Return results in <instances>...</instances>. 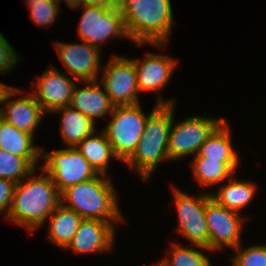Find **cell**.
Wrapping results in <instances>:
<instances>
[{"label": "cell", "mask_w": 266, "mask_h": 266, "mask_svg": "<svg viewBox=\"0 0 266 266\" xmlns=\"http://www.w3.org/2000/svg\"><path fill=\"white\" fill-rule=\"evenodd\" d=\"M42 172L40 176L35 177V169L26 177L25 182L21 180L15 185L6 218L9 222L22 225L29 233L44 225L60 204V193L51 176Z\"/></svg>", "instance_id": "6da1fadb"}, {"label": "cell", "mask_w": 266, "mask_h": 266, "mask_svg": "<svg viewBox=\"0 0 266 266\" xmlns=\"http://www.w3.org/2000/svg\"><path fill=\"white\" fill-rule=\"evenodd\" d=\"M170 0H117L129 39L136 45L165 47L173 25Z\"/></svg>", "instance_id": "7a4b0ae2"}, {"label": "cell", "mask_w": 266, "mask_h": 266, "mask_svg": "<svg viewBox=\"0 0 266 266\" xmlns=\"http://www.w3.org/2000/svg\"><path fill=\"white\" fill-rule=\"evenodd\" d=\"M159 94L156 106L148 114L136 150L125 162L127 166L135 168L143 182L149 180L160 162L169 160V131L173 119V104L176 101L174 99L166 101Z\"/></svg>", "instance_id": "3957f363"}, {"label": "cell", "mask_w": 266, "mask_h": 266, "mask_svg": "<svg viewBox=\"0 0 266 266\" xmlns=\"http://www.w3.org/2000/svg\"><path fill=\"white\" fill-rule=\"evenodd\" d=\"M107 178V175L98 173L94 178L66 188L60 193V203L83 219L110 221L113 224L123 221L116 191Z\"/></svg>", "instance_id": "277c9868"}, {"label": "cell", "mask_w": 266, "mask_h": 266, "mask_svg": "<svg viewBox=\"0 0 266 266\" xmlns=\"http://www.w3.org/2000/svg\"><path fill=\"white\" fill-rule=\"evenodd\" d=\"M140 106L139 103L114 106L112 118L103 129L113 153L124 163L135 152L145 128L148 115Z\"/></svg>", "instance_id": "5b68a950"}, {"label": "cell", "mask_w": 266, "mask_h": 266, "mask_svg": "<svg viewBox=\"0 0 266 266\" xmlns=\"http://www.w3.org/2000/svg\"><path fill=\"white\" fill-rule=\"evenodd\" d=\"M174 107L175 104H173V119L168 140V154L171 161L186 158L191 154L195 156L211 134L226 120L224 117L194 115L174 124Z\"/></svg>", "instance_id": "8992f818"}, {"label": "cell", "mask_w": 266, "mask_h": 266, "mask_svg": "<svg viewBox=\"0 0 266 266\" xmlns=\"http://www.w3.org/2000/svg\"><path fill=\"white\" fill-rule=\"evenodd\" d=\"M41 157L45 163L40 169L51 176L59 193L98 174L76 147L53 150L50 153L44 152L41 147Z\"/></svg>", "instance_id": "52a82bcc"}, {"label": "cell", "mask_w": 266, "mask_h": 266, "mask_svg": "<svg viewBox=\"0 0 266 266\" xmlns=\"http://www.w3.org/2000/svg\"><path fill=\"white\" fill-rule=\"evenodd\" d=\"M80 7H83V15L79 21L77 32L81 40L100 50V44L109 38L125 37L129 39L122 13L117 6L103 8L80 4L71 9L75 8L76 10Z\"/></svg>", "instance_id": "ba28073f"}, {"label": "cell", "mask_w": 266, "mask_h": 266, "mask_svg": "<svg viewBox=\"0 0 266 266\" xmlns=\"http://www.w3.org/2000/svg\"><path fill=\"white\" fill-rule=\"evenodd\" d=\"M175 206L178 213L177 230L199 249H208V226L205 216L206 202L211 198L209 193L198 197L191 196L176 187H172Z\"/></svg>", "instance_id": "9c48e42d"}, {"label": "cell", "mask_w": 266, "mask_h": 266, "mask_svg": "<svg viewBox=\"0 0 266 266\" xmlns=\"http://www.w3.org/2000/svg\"><path fill=\"white\" fill-rule=\"evenodd\" d=\"M101 83L114 106L139 103L138 82L133 59L113 55L103 66Z\"/></svg>", "instance_id": "30bf717a"}, {"label": "cell", "mask_w": 266, "mask_h": 266, "mask_svg": "<svg viewBox=\"0 0 266 266\" xmlns=\"http://www.w3.org/2000/svg\"><path fill=\"white\" fill-rule=\"evenodd\" d=\"M205 216L208 226V249L221 250L224 246L235 249L241 244V231L245 218L240 213L217 204L212 198L206 202Z\"/></svg>", "instance_id": "8fae6325"}, {"label": "cell", "mask_w": 266, "mask_h": 266, "mask_svg": "<svg viewBox=\"0 0 266 266\" xmlns=\"http://www.w3.org/2000/svg\"><path fill=\"white\" fill-rule=\"evenodd\" d=\"M58 56L65 66V73L78 81H95L99 79L101 52L98 48L83 43L54 42Z\"/></svg>", "instance_id": "7c38bea8"}, {"label": "cell", "mask_w": 266, "mask_h": 266, "mask_svg": "<svg viewBox=\"0 0 266 266\" xmlns=\"http://www.w3.org/2000/svg\"><path fill=\"white\" fill-rule=\"evenodd\" d=\"M34 85L35 90L32 94L36 101L45 113L53 114L55 110L70 105L76 82L51 65Z\"/></svg>", "instance_id": "4fadbf2b"}, {"label": "cell", "mask_w": 266, "mask_h": 266, "mask_svg": "<svg viewBox=\"0 0 266 266\" xmlns=\"http://www.w3.org/2000/svg\"><path fill=\"white\" fill-rule=\"evenodd\" d=\"M22 91L11 87L3 98L0 108V118L13 125L16 129L27 132L34 136V131L44 117L40 104L36 101L33 94H27L18 99L14 97ZM14 99H13V98Z\"/></svg>", "instance_id": "5bb4252c"}, {"label": "cell", "mask_w": 266, "mask_h": 266, "mask_svg": "<svg viewBox=\"0 0 266 266\" xmlns=\"http://www.w3.org/2000/svg\"><path fill=\"white\" fill-rule=\"evenodd\" d=\"M114 225L110 221L83 219L66 250L78 254L108 252L114 245Z\"/></svg>", "instance_id": "9a60e30c"}, {"label": "cell", "mask_w": 266, "mask_h": 266, "mask_svg": "<svg viewBox=\"0 0 266 266\" xmlns=\"http://www.w3.org/2000/svg\"><path fill=\"white\" fill-rule=\"evenodd\" d=\"M133 62L139 92L158 93L169 83L178 61L166 54L147 52L144 60L134 59Z\"/></svg>", "instance_id": "2e32d148"}, {"label": "cell", "mask_w": 266, "mask_h": 266, "mask_svg": "<svg viewBox=\"0 0 266 266\" xmlns=\"http://www.w3.org/2000/svg\"><path fill=\"white\" fill-rule=\"evenodd\" d=\"M86 87L79 88L76 84L70 106L90 118L94 123L96 118L112 114L114 105L109 96L101 89L98 80L86 81Z\"/></svg>", "instance_id": "e0dca14e"}, {"label": "cell", "mask_w": 266, "mask_h": 266, "mask_svg": "<svg viewBox=\"0 0 266 266\" xmlns=\"http://www.w3.org/2000/svg\"><path fill=\"white\" fill-rule=\"evenodd\" d=\"M48 238L55 245L66 249L71 243L83 218L74 210L59 204L48 217Z\"/></svg>", "instance_id": "ac0fdd59"}, {"label": "cell", "mask_w": 266, "mask_h": 266, "mask_svg": "<svg viewBox=\"0 0 266 266\" xmlns=\"http://www.w3.org/2000/svg\"><path fill=\"white\" fill-rule=\"evenodd\" d=\"M54 113H60L62 116L60 132L68 147H76L88 135L96 131L95 123L70 105L59 108Z\"/></svg>", "instance_id": "d6986e66"}, {"label": "cell", "mask_w": 266, "mask_h": 266, "mask_svg": "<svg viewBox=\"0 0 266 266\" xmlns=\"http://www.w3.org/2000/svg\"><path fill=\"white\" fill-rule=\"evenodd\" d=\"M255 191L256 186L253 182L238 181L233 175L226 184L220 185L217 194L210 193V196L217 204L239 213L251 203Z\"/></svg>", "instance_id": "ffe728a7"}, {"label": "cell", "mask_w": 266, "mask_h": 266, "mask_svg": "<svg viewBox=\"0 0 266 266\" xmlns=\"http://www.w3.org/2000/svg\"><path fill=\"white\" fill-rule=\"evenodd\" d=\"M95 133L96 131L82 140L76 146V149L97 173L107 175V167L111 158L117 159V156L113 153L112 145L104 131H101V134L98 135Z\"/></svg>", "instance_id": "44dd1931"}, {"label": "cell", "mask_w": 266, "mask_h": 266, "mask_svg": "<svg viewBox=\"0 0 266 266\" xmlns=\"http://www.w3.org/2000/svg\"><path fill=\"white\" fill-rule=\"evenodd\" d=\"M228 121L225 120L206 142L199 148L195 157L218 160L219 162H240L238 153L231 143Z\"/></svg>", "instance_id": "7402d4cb"}, {"label": "cell", "mask_w": 266, "mask_h": 266, "mask_svg": "<svg viewBox=\"0 0 266 266\" xmlns=\"http://www.w3.org/2000/svg\"><path fill=\"white\" fill-rule=\"evenodd\" d=\"M191 168L199 185L216 186L231 178L239 162H219L218 160L194 157Z\"/></svg>", "instance_id": "603a6c76"}, {"label": "cell", "mask_w": 266, "mask_h": 266, "mask_svg": "<svg viewBox=\"0 0 266 266\" xmlns=\"http://www.w3.org/2000/svg\"><path fill=\"white\" fill-rule=\"evenodd\" d=\"M33 143V135L0 118V149L18 156H41V148Z\"/></svg>", "instance_id": "cb8c5ba5"}, {"label": "cell", "mask_w": 266, "mask_h": 266, "mask_svg": "<svg viewBox=\"0 0 266 266\" xmlns=\"http://www.w3.org/2000/svg\"><path fill=\"white\" fill-rule=\"evenodd\" d=\"M41 156H18L0 149V178L16 184L38 166Z\"/></svg>", "instance_id": "d4e9b609"}, {"label": "cell", "mask_w": 266, "mask_h": 266, "mask_svg": "<svg viewBox=\"0 0 266 266\" xmlns=\"http://www.w3.org/2000/svg\"><path fill=\"white\" fill-rule=\"evenodd\" d=\"M170 249V259L168 257L163 258L158 263L160 266H212L210 259L196 248L171 243Z\"/></svg>", "instance_id": "484cf974"}, {"label": "cell", "mask_w": 266, "mask_h": 266, "mask_svg": "<svg viewBox=\"0 0 266 266\" xmlns=\"http://www.w3.org/2000/svg\"><path fill=\"white\" fill-rule=\"evenodd\" d=\"M59 1H43L28 4V9L30 10V18L35 24L40 26H53L57 14L59 12Z\"/></svg>", "instance_id": "4316f807"}, {"label": "cell", "mask_w": 266, "mask_h": 266, "mask_svg": "<svg viewBox=\"0 0 266 266\" xmlns=\"http://www.w3.org/2000/svg\"><path fill=\"white\" fill-rule=\"evenodd\" d=\"M237 253L232 260L238 266H266V245H254L242 248V243L234 249Z\"/></svg>", "instance_id": "83f0119b"}, {"label": "cell", "mask_w": 266, "mask_h": 266, "mask_svg": "<svg viewBox=\"0 0 266 266\" xmlns=\"http://www.w3.org/2000/svg\"><path fill=\"white\" fill-rule=\"evenodd\" d=\"M19 61L16 50L9 44V41L0 33V72L8 73Z\"/></svg>", "instance_id": "f1b7e54d"}, {"label": "cell", "mask_w": 266, "mask_h": 266, "mask_svg": "<svg viewBox=\"0 0 266 266\" xmlns=\"http://www.w3.org/2000/svg\"><path fill=\"white\" fill-rule=\"evenodd\" d=\"M15 185L13 181L0 178V215L5 214V219L11 207Z\"/></svg>", "instance_id": "f546056e"}, {"label": "cell", "mask_w": 266, "mask_h": 266, "mask_svg": "<svg viewBox=\"0 0 266 266\" xmlns=\"http://www.w3.org/2000/svg\"><path fill=\"white\" fill-rule=\"evenodd\" d=\"M82 4L110 8L117 6V0H82Z\"/></svg>", "instance_id": "4dcf8cb0"}, {"label": "cell", "mask_w": 266, "mask_h": 266, "mask_svg": "<svg viewBox=\"0 0 266 266\" xmlns=\"http://www.w3.org/2000/svg\"><path fill=\"white\" fill-rule=\"evenodd\" d=\"M10 88L11 86H7L5 84L0 83V104H2L4 95Z\"/></svg>", "instance_id": "1f68e13d"}, {"label": "cell", "mask_w": 266, "mask_h": 266, "mask_svg": "<svg viewBox=\"0 0 266 266\" xmlns=\"http://www.w3.org/2000/svg\"><path fill=\"white\" fill-rule=\"evenodd\" d=\"M58 1L59 2L65 1V3H67L68 6H70V8L82 4V0H58Z\"/></svg>", "instance_id": "d6a6232c"}, {"label": "cell", "mask_w": 266, "mask_h": 266, "mask_svg": "<svg viewBox=\"0 0 266 266\" xmlns=\"http://www.w3.org/2000/svg\"><path fill=\"white\" fill-rule=\"evenodd\" d=\"M27 5L30 3L43 2V1H58V0H26Z\"/></svg>", "instance_id": "836d02e7"}, {"label": "cell", "mask_w": 266, "mask_h": 266, "mask_svg": "<svg viewBox=\"0 0 266 266\" xmlns=\"http://www.w3.org/2000/svg\"><path fill=\"white\" fill-rule=\"evenodd\" d=\"M231 261H232L233 266H238L233 260Z\"/></svg>", "instance_id": "e575fe53"}]
</instances>
